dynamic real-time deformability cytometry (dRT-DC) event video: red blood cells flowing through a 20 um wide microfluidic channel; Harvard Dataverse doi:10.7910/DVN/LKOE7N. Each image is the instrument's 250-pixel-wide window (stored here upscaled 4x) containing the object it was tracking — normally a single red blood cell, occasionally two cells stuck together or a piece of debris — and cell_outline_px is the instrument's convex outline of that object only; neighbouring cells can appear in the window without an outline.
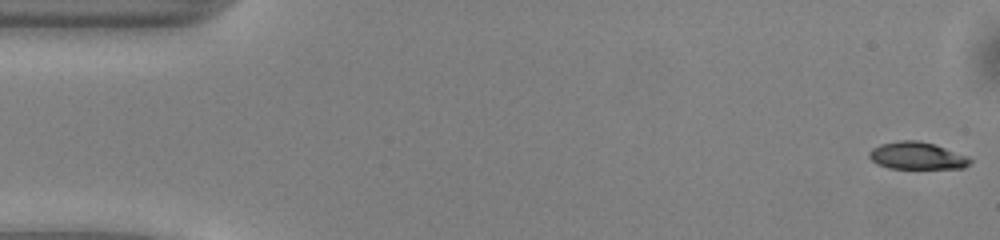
{"species": "common noctule bat (a hibernating species)", "species_latin": "Nyctalus noctula", "temperature_condition": "warm", "stored_images_in_passage": 50, "camera_frame_rate_fps": 3000, "um_per_image_px": 0.085, "animal": {"sex": "male", "body_mass_g": 13.0, "forearm_length_mm": 53.1}, "frame": {"image": 1, "passage_image": 1, "time_ms": 0.0, "image_size_px": [1000, 240], "cell_outline_px": [[972, 160], [964, 168], [888, 168], [876, 164], [868, 156], [868, 152], [872, 148], [880, 144], [900, 140], [916, 140], [932, 144], [968, 156]], "centroid_in_image_um": [77.89, 13.24], "position_along_channel_um": 7.1, "area_um2": 15.9}}
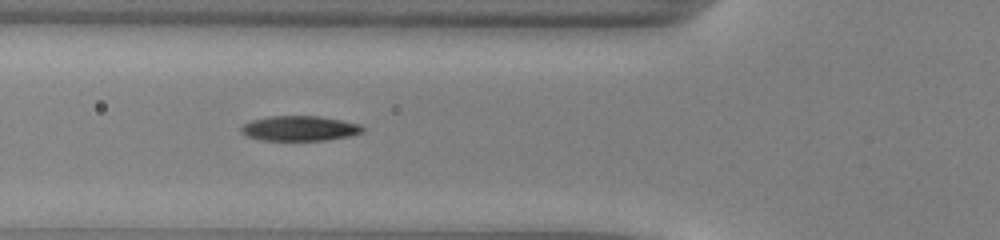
{"frame": {"image": 2, "passage_image": 18, "time_ms": 5.667, "image_size_px": [1000, 240], "cell_outline_px": [[368, 128], [364, 132], [352, 136], [324, 140], [260, 140], [248, 136], [240, 132], [240, 128], [244, 124], [252, 120], [268, 116], [320, 116], [360, 124]], "centroid_in_image_um": [25.52, 10.91], "position_along_channel_um": 100.3, "area_um2": 17.86}}
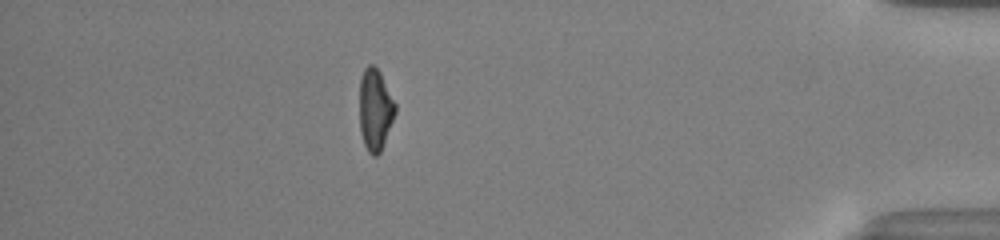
{"frame": {"image": 3, "passage_image": 44, "time_ms": 14.333, "image_size_px": [1000, 240], "cell_outline_px": [[396, 112], [380, 152], [376, 156], [372, 156], [368, 152], [364, 144], [360, 132], [360, 76], [364, 68], [368, 64], [372, 64], [380, 72], [396, 104]], "centroid_in_image_um": [31.88, 9.31], "position_along_channel_um": 403.3, "area_um2": 16.99}, "authors_computed_cell_mechanics": {"area_um2": 17.4845, "velocity_mm_per_s": 4.0901, "shape_relaxation_time_tau1_ms": 3.9359, "shape_relaxation_time_tau2_ms": 3.3942, "deformation_change_tau1": 0.1668, "deformation_change_tau2": 0.1041}}